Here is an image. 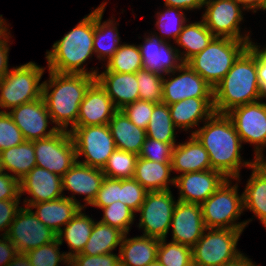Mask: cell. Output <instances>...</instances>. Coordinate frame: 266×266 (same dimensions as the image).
<instances>
[{
    "label": "cell",
    "mask_w": 266,
    "mask_h": 266,
    "mask_svg": "<svg viewBox=\"0 0 266 266\" xmlns=\"http://www.w3.org/2000/svg\"><path fill=\"white\" fill-rule=\"evenodd\" d=\"M0 162L4 172H13V177L20 181L36 166L33 141L25 140L17 146L2 150Z\"/></svg>",
    "instance_id": "obj_32"
},
{
    "label": "cell",
    "mask_w": 266,
    "mask_h": 266,
    "mask_svg": "<svg viewBox=\"0 0 266 266\" xmlns=\"http://www.w3.org/2000/svg\"><path fill=\"white\" fill-rule=\"evenodd\" d=\"M165 7H167L165 11L157 13L155 25L161 31L162 35L160 37L162 40L166 41V38H172L176 41L187 20L182 12L183 10L170 6Z\"/></svg>",
    "instance_id": "obj_40"
},
{
    "label": "cell",
    "mask_w": 266,
    "mask_h": 266,
    "mask_svg": "<svg viewBox=\"0 0 266 266\" xmlns=\"http://www.w3.org/2000/svg\"><path fill=\"white\" fill-rule=\"evenodd\" d=\"M116 149L139 155L147 137L145 129L133 124L122 110H117L108 122Z\"/></svg>",
    "instance_id": "obj_28"
},
{
    "label": "cell",
    "mask_w": 266,
    "mask_h": 266,
    "mask_svg": "<svg viewBox=\"0 0 266 266\" xmlns=\"http://www.w3.org/2000/svg\"><path fill=\"white\" fill-rule=\"evenodd\" d=\"M173 198L171 190L147 192L138 211L140 212L138 227L143 229V235L157 239L167 237L177 203Z\"/></svg>",
    "instance_id": "obj_11"
},
{
    "label": "cell",
    "mask_w": 266,
    "mask_h": 266,
    "mask_svg": "<svg viewBox=\"0 0 266 266\" xmlns=\"http://www.w3.org/2000/svg\"><path fill=\"white\" fill-rule=\"evenodd\" d=\"M71 260L77 266H120V256L116 253H107L97 256L76 254Z\"/></svg>",
    "instance_id": "obj_49"
},
{
    "label": "cell",
    "mask_w": 266,
    "mask_h": 266,
    "mask_svg": "<svg viewBox=\"0 0 266 266\" xmlns=\"http://www.w3.org/2000/svg\"><path fill=\"white\" fill-rule=\"evenodd\" d=\"M44 70L35 62L10 69L0 81V107L9 110L41 98L43 84L39 82Z\"/></svg>",
    "instance_id": "obj_7"
},
{
    "label": "cell",
    "mask_w": 266,
    "mask_h": 266,
    "mask_svg": "<svg viewBox=\"0 0 266 266\" xmlns=\"http://www.w3.org/2000/svg\"><path fill=\"white\" fill-rule=\"evenodd\" d=\"M146 266H163L162 264H160L157 260L152 262V263H149L148 265Z\"/></svg>",
    "instance_id": "obj_62"
},
{
    "label": "cell",
    "mask_w": 266,
    "mask_h": 266,
    "mask_svg": "<svg viewBox=\"0 0 266 266\" xmlns=\"http://www.w3.org/2000/svg\"><path fill=\"white\" fill-rule=\"evenodd\" d=\"M178 76L163 79L162 102L167 105L186 98H213V87L197 74L187 63L177 70ZM170 79V80H169Z\"/></svg>",
    "instance_id": "obj_15"
},
{
    "label": "cell",
    "mask_w": 266,
    "mask_h": 266,
    "mask_svg": "<svg viewBox=\"0 0 266 266\" xmlns=\"http://www.w3.org/2000/svg\"><path fill=\"white\" fill-rule=\"evenodd\" d=\"M7 112L27 141L45 139L59 131L56 126H53L48 132L46 131L48 123H50L49 120L52 121V119L42 97L14 107Z\"/></svg>",
    "instance_id": "obj_16"
},
{
    "label": "cell",
    "mask_w": 266,
    "mask_h": 266,
    "mask_svg": "<svg viewBox=\"0 0 266 266\" xmlns=\"http://www.w3.org/2000/svg\"><path fill=\"white\" fill-rule=\"evenodd\" d=\"M164 76L150 72L146 69L137 71L139 100L153 103L162 102V87Z\"/></svg>",
    "instance_id": "obj_42"
},
{
    "label": "cell",
    "mask_w": 266,
    "mask_h": 266,
    "mask_svg": "<svg viewBox=\"0 0 266 266\" xmlns=\"http://www.w3.org/2000/svg\"><path fill=\"white\" fill-rule=\"evenodd\" d=\"M20 200H0V231H5L2 236L7 234L16 213L21 207Z\"/></svg>",
    "instance_id": "obj_51"
},
{
    "label": "cell",
    "mask_w": 266,
    "mask_h": 266,
    "mask_svg": "<svg viewBox=\"0 0 266 266\" xmlns=\"http://www.w3.org/2000/svg\"><path fill=\"white\" fill-rule=\"evenodd\" d=\"M73 139L76 159L85 156L81 164L103 169L116 146L108 124L94 126H76L68 130Z\"/></svg>",
    "instance_id": "obj_9"
},
{
    "label": "cell",
    "mask_w": 266,
    "mask_h": 266,
    "mask_svg": "<svg viewBox=\"0 0 266 266\" xmlns=\"http://www.w3.org/2000/svg\"><path fill=\"white\" fill-rule=\"evenodd\" d=\"M144 44H140L142 57V68L161 76H174L176 70L184 63L179 54L180 50L173 48L169 41H164L160 36L154 33L152 36L144 38Z\"/></svg>",
    "instance_id": "obj_17"
},
{
    "label": "cell",
    "mask_w": 266,
    "mask_h": 266,
    "mask_svg": "<svg viewBox=\"0 0 266 266\" xmlns=\"http://www.w3.org/2000/svg\"><path fill=\"white\" fill-rule=\"evenodd\" d=\"M215 36L205 26L203 20L184 25L176 39L185 52H179L181 59L186 63L190 58L206 48Z\"/></svg>",
    "instance_id": "obj_34"
},
{
    "label": "cell",
    "mask_w": 266,
    "mask_h": 266,
    "mask_svg": "<svg viewBox=\"0 0 266 266\" xmlns=\"http://www.w3.org/2000/svg\"><path fill=\"white\" fill-rule=\"evenodd\" d=\"M242 232L236 229L206 228L192 247L193 266H220L238 258L242 253L236 246Z\"/></svg>",
    "instance_id": "obj_8"
},
{
    "label": "cell",
    "mask_w": 266,
    "mask_h": 266,
    "mask_svg": "<svg viewBox=\"0 0 266 266\" xmlns=\"http://www.w3.org/2000/svg\"><path fill=\"white\" fill-rule=\"evenodd\" d=\"M147 190L134 178L120 179V199L135 213L145 200Z\"/></svg>",
    "instance_id": "obj_44"
},
{
    "label": "cell",
    "mask_w": 266,
    "mask_h": 266,
    "mask_svg": "<svg viewBox=\"0 0 266 266\" xmlns=\"http://www.w3.org/2000/svg\"><path fill=\"white\" fill-rule=\"evenodd\" d=\"M171 163H159L138 157L134 179L148 192L170 190L169 183L174 185L175 178H170Z\"/></svg>",
    "instance_id": "obj_30"
},
{
    "label": "cell",
    "mask_w": 266,
    "mask_h": 266,
    "mask_svg": "<svg viewBox=\"0 0 266 266\" xmlns=\"http://www.w3.org/2000/svg\"><path fill=\"white\" fill-rule=\"evenodd\" d=\"M160 239L149 236L127 238L124 234L120 248V266H146L157 260Z\"/></svg>",
    "instance_id": "obj_27"
},
{
    "label": "cell",
    "mask_w": 266,
    "mask_h": 266,
    "mask_svg": "<svg viewBox=\"0 0 266 266\" xmlns=\"http://www.w3.org/2000/svg\"><path fill=\"white\" fill-rule=\"evenodd\" d=\"M105 7L106 2H102V4L94 10L93 48L94 53L97 55L99 60H109L121 46L119 44V32L115 26L117 25L116 22L112 19L101 22ZM108 39H110V42H108Z\"/></svg>",
    "instance_id": "obj_29"
},
{
    "label": "cell",
    "mask_w": 266,
    "mask_h": 266,
    "mask_svg": "<svg viewBox=\"0 0 266 266\" xmlns=\"http://www.w3.org/2000/svg\"><path fill=\"white\" fill-rule=\"evenodd\" d=\"M103 211V218L101 223L117 228L124 234H128L130 224H133L135 219V212L131 210L126 204L121 201H116L109 206L101 208Z\"/></svg>",
    "instance_id": "obj_41"
},
{
    "label": "cell",
    "mask_w": 266,
    "mask_h": 266,
    "mask_svg": "<svg viewBox=\"0 0 266 266\" xmlns=\"http://www.w3.org/2000/svg\"><path fill=\"white\" fill-rule=\"evenodd\" d=\"M30 209L35 208L33 212L37 218L56 234L60 232L62 226H65L85 205H81L75 199V196H63L59 199L33 203L29 206Z\"/></svg>",
    "instance_id": "obj_23"
},
{
    "label": "cell",
    "mask_w": 266,
    "mask_h": 266,
    "mask_svg": "<svg viewBox=\"0 0 266 266\" xmlns=\"http://www.w3.org/2000/svg\"><path fill=\"white\" fill-rule=\"evenodd\" d=\"M263 158H257L254 159V165L266 176V159Z\"/></svg>",
    "instance_id": "obj_59"
},
{
    "label": "cell",
    "mask_w": 266,
    "mask_h": 266,
    "mask_svg": "<svg viewBox=\"0 0 266 266\" xmlns=\"http://www.w3.org/2000/svg\"><path fill=\"white\" fill-rule=\"evenodd\" d=\"M171 119L177 128L187 131L199 126L200 121L207 120L215 111L213 98H186L168 105Z\"/></svg>",
    "instance_id": "obj_26"
},
{
    "label": "cell",
    "mask_w": 266,
    "mask_h": 266,
    "mask_svg": "<svg viewBox=\"0 0 266 266\" xmlns=\"http://www.w3.org/2000/svg\"><path fill=\"white\" fill-rule=\"evenodd\" d=\"M170 227L173 231V242L192 248L206 230L201 204L177 200Z\"/></svg>",
    "instance_id": "obj_18"
},
{
    "label": "cell",
    "mask_w": 266,
    "mask_h": 266,
    "mask_svg": "<svg viewBox=\"0 0 266 266\" xmlns=\"http://www.w3.org/2000/svg\"><path fill=\"white\" fill-rule=\"evenodd\" d=\"M171 167L182 174L212 169L208 152L194 135L174 146Z\"/></svg>",
    "instance_id": "obj_25"
},
{
    "label": "cell",
    "mask_w": 266,
    "mask_h": 266,
    "mask_svg": "<svg viewBox=\"0 0 266 266\" xmlns=\"http://www.w3.org/2000/svg\"><path fill=\"white\" fill-rule=\"evenodd\" d=\"M245 10H253L254 13L261 7L262 0H236Z\"/></svg>",
    "instance_id": "obj_58"
},
{
    "label": "cell",
    "mask_w": 266,
    "mask_h": 266,
    "mask_svg": "<svg viewBox=\"0 0 266 266\" xmlns=\"http://www.w3.org/2000/svg\"><path fill=\"white\" fill-rule=\"evenodd\" d=\"M120 199V179L107 178L103 179L100 190L90 206L103 208Z\"/></svg>",
    "instance_id": "obj_48"
},
{
    "label": "cell",
    "mask_w": 266,
    "mask_h": 266,
    "mask_svg": "<svg viewBox=\"0 0 266 266\" xmlns=\"http://www.w3.org/2000/svg\"><path fill=\"white\" fill-rule=\"evenodd\" d=\"M227 115L231 118L241 142L254 144V159L263 158V149L266 147V103H248L232 109Z\"/></svg>",
    "instance_id": "obj_12"
},
{
    "label": "cell",
    "mask_w": 266,
    "mask_h": 266,
    "mask_svg": "<svg viewBox=\"0 0 266 266\" xmlns=\"http://www.w3.org/2000/svg\"><path fill=\"white\" fill-rule=\"evenodd\" d=\"M124 233L117 228L95 222L92 233L80 254L97 256L112 251L121 245Z\"/></svg>",
    "instance_id": "obj_35"
},
{
    "label": "cell",
    "mask_w": 266,
    "mask_h": 266,
    "mask_svg": "<svg viewBox=\"0 0 266 266\" xmlns=\"http://www.w3.org/2000/svg\"><path fill=\"white\" fill-rule=\"evenodd\" d=\"M257 75L259 87L262 94L266 97V61L257 52Z\"/></svg>",
    "instance_id": "obj_55"
},
{
    "label": "cell",
    "mask_w": 266,
    "mask_h": 266,
    "mask_svg": "<svg viewBox=\"0 0 266 266\" xmlns=\"http://www.w3.org/2000/svg\"><path fill=\"white\" fill-rule=\"evenodd\" d=\"M94 10L72 30L56 41L46 52L48 69L58 73L86 74L96 77V70L88 72L83 65L94 55Z\"/></svg>",
    "instance_id": "obj_4"
},
{
    "label": "cell",
    "mask_w": 266,
    "mask_h": 266,
    "mask_svg": "<svg viewBox=\"0 0 266 266\" xmlns=\"http://www.w3.org/2000/svg\"><path fill=\"white\" fill-rule=\"evenodd\" d=\"M25 141L21 130L7 111L0 112V152Z\"/></svg>",
    "instance_id": "obj_46"
},
{
    "label": "cell",
    "mask_w": 266,
    "mask_h": 266,
    "mask_svg": "<svg viewBox=\"0 0 266 266\" xmlns=\"http://www.w3.org/2000/svg\"><path fill=\"white\" fill-rule=\"evenodd\" d=\"M251 46L258 52V54L266 61V47L263 49H260V46L255 45L253 42Z\"/></svg>",
    "instance_id": "obj_60"
},
{
    "label": "cell",
    "mask_w": 266,
    "mask_h": 266,
    "mask_svg": "<svg viewBox=\"0 0 266 266\" xmlns=\"http://www.w3.org/2000/svg\"><path fill=\"white\" fill-rule=\"evenodd\" d=\"M231 185L227 178L223 184L202 204V216L206 228L244 230L252 221L235 223L244 211L242 194H238V184Z\"/></svg>",
    "instance_id": "obj_6"
},
{
    "label": "cell",
    "mask_w": 266,
    "mask_h": 266,
    "mask_svg": "<svg viewBox=\"0 0 266 266\" xmlns=\"http://www.w3.org/2000/svg\"><path fill=\"white\" fill-rule=\"evenodd\" d=\"M96 80L105 89L118 110H121L127 104L139 100L137 72L117 73L104 71L97 74Z\"/></svg>",
    "instance_id": "obj_24"
},
{
    "label": "cell",
    "mask_w": 266,
    "mask_h": 266,
    "mask_svg": "<svg viewBox=\"0 0 266 266\" xmlns=\"http://www.w3.org/2000/svg\"><path fill=\"white\" fill-rule=\"evenodd\" d=\"M175 145L146 137L138 157L159 163H171Z\"/></svg>",
    "instance_id": "obj_45"
},
{
    "label": "cell",
    "mask_w": 266,
    "mask_h": 266,
    "mask_svg": "<svg viewBox=\"0 0 266 266\" xmlns=\"http://www.w3.org/2000/svg\"><path fill=\"white\" fill-rule=\"evenodd\" d=\"M105 71L136 73L142 69V57L138 45L121 44L114 55L107 60Z\"/></svg>",
    "instance_id": "obj_37"
},
{
    "label": "cell",
    "mask_w": 266,
    "mask_h": 266,
    "mask_svg": "<svg viewBox=\"0 0 266 266\" xmlns=\"http://www.w3.org/2000/svg\"><path fill=\"white\" fill-rule=\"evenodd\" d=\"M82 208L76 213V215L60 230L57 234L59 242L63 243V240L67 242L70 247V252L66 253V256L71 259L76 254L82 252L86 245L95 223L94 219L88 217L85 213H82ZM64 237V238H63Z\"/></svg>",
    "instance_id": "obj_31"
},
{
    "label": "cell",
    "mask_w": 266,
    "mask_h": 266,
    "mask_svg": "<svg viewBox=\"0 0 266 266\" xmlns=\"http://www.w3.org/2000/svg\"><path fill=\"white\" fill-rule=\"evenodd\" d=\"M7 24L4 19H2V15H0V33L3 32L7 28Z\"/></svg>",
    "instance_id": "obj_61"
},
{
    "label": "cell",
    "mask_w": 266,
    "mask_h": 266,
    "mask_svg": "<svg viewBox=\"0 0 266 266\" xmlns=\"http://www.w3.org/2000/svg\"><path fill=\"white\" fill-rule=\"evenodd\" d=\"M25 192L32 196L30 199L25 198V207H29L33 203L52 201L65 196L62 194L61 176L38 166L33 167L20 180V196Z\"/></svg>",
    "instance_id": "obj_20"
},
{
    "label": "cell",
    "mask_w": 266,
    "mask_h": 266,
    "mask_svg": "<svg viewBox=\"0 0 266 266\" xmlns=\"http://www.w3.org/2000/svg\"><path fill=\"white\" fill-rule=\"evenodd\" d=\"M202 6H206L202 20L215 37L250 40L249 33L240 34L245 9L236 0H204Z\"/></svg>",
    "instance_id": "obj_14"
},
{
    "label": "cell",
    "mask_w": 266,
    "mask_h": 266,
    "mask_svg": "<svg viewBox=\"0 0 266 266\" xmlns=\"http://www.w3.org/2000/svg\"><path fill=\"white\" fill-rule=\"evenodd\" d=\"M174 178V185L180 191L177 200L196 204H202L227 179L221 172L213 169L188 172Z\"/></svg>",
    "instance_id": "obj_19"
},
{
    "label": "cell",
    "mask_w": 266,
    "mask_h": 266,
    "mask_svg": "<svg viewBox=\"0 0 266 266\" xmlns=\"http://www.w3.org/2000/svg\"><path fill=\"white\" fill-rule=\"evenodd\" d=\"M175 125L166 103H154V109L146 128L147 137L163 143L176 144Z\"/></svg>",
    "instance_id": "obj_36"
},
{
    "label": "cell",
    "mask_w": 266,
    "mask_h": 266,
    "mask_svg": "<svg viewBox=\"0 0 266 266\" xmlns=\"http://www.w3.org/2000/svg\"><path fill=\"white\" fill-rule=\"evenodd\" d=\"M0 239V265L6 266L16 255L15 245L5 235Z\"/></svg>",
    "instance_id": "obj_53"
},
{
    "label": "cell",
    "mask_w": 266,
    "mask_h": 266,
    "mask_svg": "<svg viewBox=\"0 0 266 266\" xmlns=\"http://www.w3.org/2000/svg\"><path fill=\"white\" fill-rule=\"evenodd\" d=\"M36 166L61 177L75 164L76 150L70 132L59 130L53 136L34 140Z\"/></svg>",
    "instance_id": "obj_10"
},
{
    "label": "cell",
    "mask_w": 266,
    "mask_h": 266,
    "mask_svg": "<svg viewBox=\"0 0 266 266\" xmlns=\"http://www.w3.org/2000/svg\"><path fill=\"white\" fill-rule=\"evenodd\" d=\"M95 80L91 75L49 70V80L42 83V98L58 130L67 131L68 125H71L69 130L76 127L80 104Z\"/></svg>",
    "instance_id": "obj_3"
},
{
    "label": "cell",
    "mask_w": 266,
    "mask_h": 266,
    "mask_svg": "<svg viewBox=\"0 0 266 266\" xmlns=\"http://www.w3.org/2000/svg\"><path fill=\"white\" fill-rule=\"evenodd\" d=\"M117 110L105 89L95 80L80 104L76 126L108 124Z\"/></svg>",
    "instance_id": "obj_21"
},
{
    "label": "cell",
    "mask_w": 266,
    "mask_h": 266,
    "mask_svg": "<svg viewBox=\"0 0 266 266\" xmlns=\"http://www.w3.org/2000/svg\"><path fill=\"white\" fill-rule=\"evenodd\" d=\"M204 126L192 131L208 152L211 167L226 178L239 181L242 166L252 167L254 161H242V142L236 128L227 114L214 112ZM243 162V163H242Z\"/></svg>",
    "instance_id": "obj_1"
},
{
    "label": "cell",
    "mask_w": 266,
    "mask_h": 266,
    "mask_svg": "<svg viewBox=\"0 0 266 266\" xmlns=\"http://www.w3.org/2000/svg\"><path fill=\"white\" fill-rule=\"evenodd\" d=\"M266 98L259 87L257 51L249 45L234 61L225 77L213 88L216 113L227 114L232 109Z\"/></svg>",
    "instance_id": "obj_2"
},
{
    "label": "cell",
    "mask_w": 266,
    "mask_h": 266,
    "mask_svg": "<svg viewBox=\"0 0 266 266\" xmlns=\"http://www.w3.org/2000/svg\"><path fill=\"white\" fill-rule=\"evenodd\" d=\"M8 27L0 33V81L7 75V73L10 71L8 69V52H9V45H8V39L9 32Z\"/></svg>",
    "instance_id": "obj_52"
},
{
    "label": "cell",
    "mask_w": 266,
    "mask_h": 266,
    "mask_svg": "<svg viewBox=\"0 0 266 266\" xmlns=\"http://www.w3.org/2000/svg\"><path fill=\"white\" fill-rule=\"evenodd\" d=\"M65 264L66 266H77L71 259H69Z\"/></svg>",
    "instance_id": "obj_63"
},
{
    "label": "cell",
    "mask_w": 266,
    "mask_h": 266,
    "mask_svg": "<svg viewBox=\"0 0 266 266\" xmlns=\"http://www.w3.org/2000/svg\"><path fill=\"white\" fill-rule=\"evenodd\" d=\"M20 181L13 174H0V200H20Z\"/></svg>",
    "instance_id": "obj_50"
},
{
    "label": "cell",
    "mask_w": 266,
    "mask_h": 266,
    "mask_svg": "<svg viewBox=\"0 0 266 266\" xmlns=\"http://www.w3.org/2000/svg\"><path fill=\"white\" fill-rule=\"evenodd\" d=\"M260 9L261 10H266V0H262Z\"/></svg>",
    "instance_id": "obj_64"
},
{
    "label": "cell",
    "mask_w": 266,
    "mask_h": 266,
    "mask_svg": "<svg viewBox=\"0 0 266 266\" xmlns=\"http://www.w3.org/2000/svg\"><path fill=\"white\" fill-rule=\"evenodd\" d=\"M61 243L58 239L52 243L44 244L38 248L29 250L25 253L33 266H59V262L66 263L69 258L66 252L60 253L59 246Z\"/></svg>",
    "instance_id": "obj_43"
},
{
    "label": "cell",
    "mask_w": 266,
    "mask_h": 266,
    "mask_svg": "<svg viewBox=\"0 0 266 266\" xmlns=\"http://www.w3.org/2000/svg\"><path fill=\"white\" fill-rule=\"evenodd\" d=\"M220 266H257L248 257L244 256L243 253L235 260L222 264Z\"/></svg>",
    "instance_id": "obj_57"
},
{
    "label": "cell",
    "mask_w": 266,
    "mask_h": 266,
    "mask_svg": "<svg viewBox=\"0 0 266 266\" xmlns=\"http://www.w3.org/2000/svg\"><path fill=\"white\" fill-rule=\"evenodd\" d=\"M138 155L115 149L102 172L107 178L130 179L134 177Z\"/></svg>",
    "instance_id": "obj_38"
},
{
    "label": "cell",
    "mask_w": 266,
    "mask_h": 266,
    "mask_svg": "<svg viewBox=\"0 0 266 266\" xmlns=\"http://www.w3.org/2000/svg\"><path fill=\"white\" fill-rule=\"evenodd\" d=\"M6 266H33L29 257L25 253H17V255Z\"/></svg>",
    "instance_id": "obj_56"
},
{
    "label": "cell",
    "mask_w": 266,
    "mask_h": 266,
    "mask_svg": "<svg viewBox=\"0 0 266 266\" xmlns=\"http://www.w3.org/2000/svg\"><path fill=\"white\" fill-rule=\"evenodd\" d=\"M32 210L21 207L6 234L18 253H27L57 239V234L45 226Z\"/></svg>",
    "instance_id": "obj_13"
},
{
    "label": "cell",
    "mask_w": 266,
    "mask_h": 266,
    "mask_svg": "<svg viewBox=\"0 0 266 266\" xmlns=\"http://www.w3.org/2000/svg\"><path fill=\"white\" fill-rule=\"evenodd\" d=\"M105 178L102 169L90 167L79 162L75 164L61 177L63 191L68 190L72 194L85 195L83 199L86 205H91L100 190Z\"/></svg>",
    "instance_id": "obj_22"
},
{
    "label": "cell",
    "mask_w": 266,
    "mask_h": 266,
    "mask_svg": "<svg viewBox=\"0 0 266 266\" xmlns=\"http://www.w3.org/2000/svg\"><path fill=\"white\" fill-rule=\"evenodd\" d=\"M253 42L214 37L201 52L186 63L213 88L232 68L234 61Z\"/></svg>",
    "instance_id": "obj_5"
},
{
    "label": "cell",
    "mask_w": 266,
    "mask_h": 266,
    "mask_svg": "<svg viewBox=\"0 0 266 266\" xmlns=\"http://www.w3.org/2000/svg\"><path fill=\"white\" fill-rule=\"evenodd\" d=\"M165 6L179 8L181 10L201 9L204 0H164Z\"/></svg>",
    "instance_id": "obj_54"
},
{
    "label": "cell",
    "mask_w": 266,
    "mask_h": 266,
    "mask_svg": "<svg viewBox=\"0 0 266 266\" xmlns=\"http://www.w3.org/2000/svg\"><path fill=\"white\" fill-rule=\"evenodd\" d=\"M3 172L2 167H1V162H0V174Z\"/></svg>",
    "instance_id": "obj_65"
},
{
    "label": "cell",
    "mask_w": 266,
    "mask_h": 266,
    "mask_svg": "<svg viewBox=\"0 0 266 266\" xmlns=\"http://www.w3.org/2000/svg\"><path fill=\"white\" fill-rule=\"evenodd\" d=\"M252 174L242 193L244 210L255 214L266 228V176L253 164Z\"/></svg>",
    "instance_id": "obj_33"
},
{
    "label": "cell",
    "mask_w": 266,
    "mask_h": 266,
    "mask_svg": "<svg viewBox=\"0 0 266 266\" xmlns=\"http://www.w3.org/2000/svg\"><path fill=\"white\" fill-rule=\"evenodd\" d=\"M153 109V102L137 100L133 103L125 105L121 110L133 124L146 130Z\"/></svg>",
    "instance_id": "obj_47"
},
{
    "label": "cell",
    "mask_w": 266,
    "mask_h": 266,
    "mask_svg": "<svg viewBox=\"0 0 266 266\" xmlns=\"http://www.w3.org/2000/svg\"><path fill=\"white\" fill-rule=\"evenodd\" d=\"M157 261L163 266H193L192 248L176 242L160 239Z\"/></svg>",
    "instance_id": "obj_39"
}]
</instances>
